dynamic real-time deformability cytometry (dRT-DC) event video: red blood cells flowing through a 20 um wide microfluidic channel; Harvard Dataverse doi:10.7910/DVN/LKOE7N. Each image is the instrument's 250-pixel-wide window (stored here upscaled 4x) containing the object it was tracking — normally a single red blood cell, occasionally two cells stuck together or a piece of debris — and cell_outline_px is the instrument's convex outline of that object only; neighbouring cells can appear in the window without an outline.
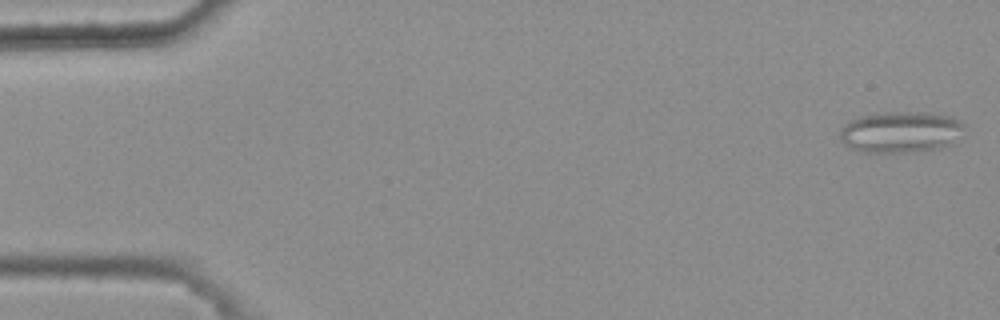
{"species": "common noctule bat (a hibernating species)", "species_latin": "Nyctalus noctula", "temperature_condition": "warm", "stored_images_in_passage": 48, "camera_frame_rate_fps": 3000, "um_per_image_px": 0.085, "animal": {"sex": "female", "body_mass_g": 25.1}, "frame": {"image": 1, "passage_image": 1, "time_ms": 0.0, "image_size_px": [1000, 320], "cell_outline_px": [[964, 128], [952, 144], [940, 148], [904, 152], [860, 152], [848, 148], [840, 140], [840, 132], [844, 124], [848, 120], [872, 112], [924, 112], [948, 116], [960, 120], [964, 124]], "centroid_in_image_um": [76.5, 11.21], "position_along_channel_um": 8.5, "area_um2": 30.17}}
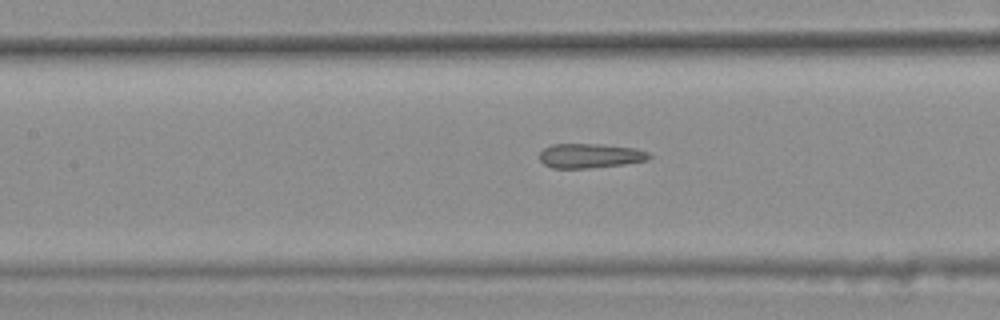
{"frame": {"image": 2, "passage_image": 24, "time_ms": 7.667, "image_size_px": [1000, 320], "cell_outline_px": [[652, 156], [648, 160], [624, 164], [588, 168], [552, 168], [544, 164], [540, 160], [540, 152], [544, 148], [552, 144], [600, 144], [636, 148], [648, 152]], "centroid_in_image_um": [50.16, 13.23], "position_along_channel_um": 157.2, "area_um2": 15.66}}
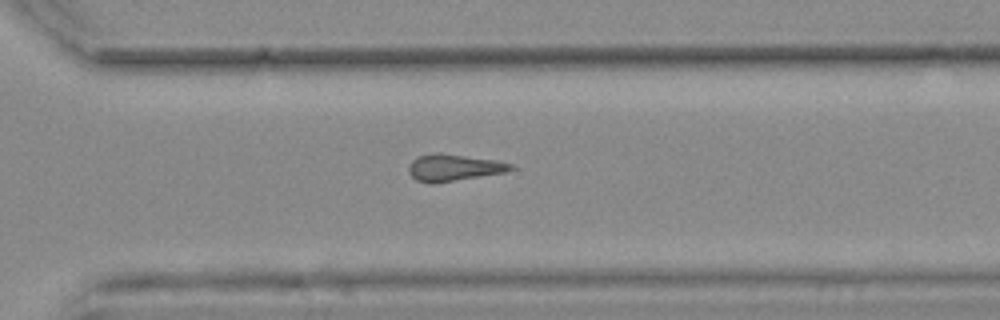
{"frame": {"image": 3, "passage_image": 38, "time_ms": 12.333, "image_size_px": [1000, 320], "cell_outline_px": [[516, 168], [504, 172], [432, 184], [416, 180], [408, 172], [408, 164], [416, 156], [432, 152], [440, 152], [496, 160], [512, 164]], "centroid_in_image_um": [38.51, 14.22], "position_along_channel_um": 332.1, "area_um2": 16.07}, "authors_computed_cell_mechanics": {"area_um2": 16.0106, "velocity_mm_per_s": 3.7524, "shape_relaxation_time_tau1_ms": null, "shape_relaxation_time_tau2_ms": 3.9746, "deformation_change_tau1": null, "deformation_change_tau2": 0.1345}}